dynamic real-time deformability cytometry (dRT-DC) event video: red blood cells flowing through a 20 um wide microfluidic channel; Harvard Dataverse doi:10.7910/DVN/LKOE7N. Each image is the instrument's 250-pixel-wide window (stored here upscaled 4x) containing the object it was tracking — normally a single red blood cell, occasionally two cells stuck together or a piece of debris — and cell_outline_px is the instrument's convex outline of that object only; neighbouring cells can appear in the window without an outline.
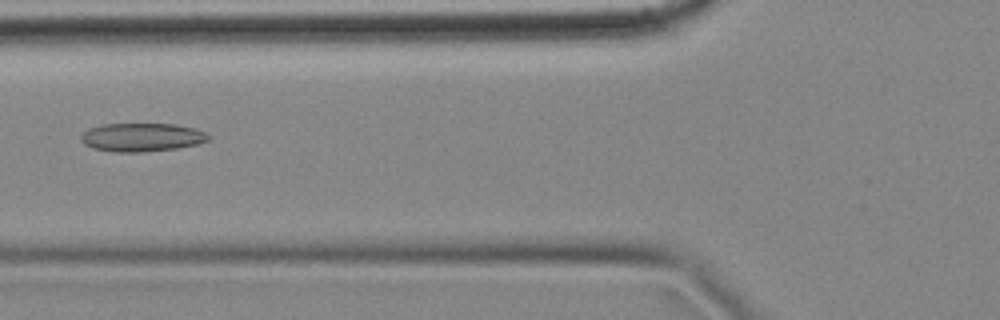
{"species": "common noctule bat (a hibernating species)", "species_latin": "Nyctalus noctula", "temperature_condition": "cold", "stored_images_in_passage": 5, "camera_frame_rate_fps": 3000, "um_per_image_px": 0.085, "animal": {"sex": "female", "body_mass_g": 18.4}, "frame": {"image": 1, "passage_image": 2, "time_ms": 0.333, "image_size_px": [1000, 320], "cell_outline_px": [[212, 136], [208, 140], [200, 144], [176, 148], [140, 152], [116, 152], [92, 148], [84, 144], [80, 140], [80, 136], [88, 128], [100, 124], [176, 124], [196, 128]], "centroid_in_image_um": [12.06, 11.66], "position_along_channel_um": 113.7, "area_um2": 21.33}}
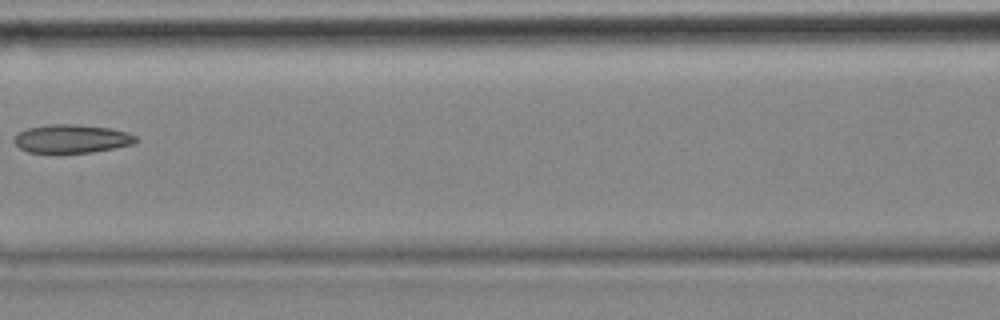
{"frame": {"image": 2, "passage_image": 3, "time_ms": 0.667, "image_size_px": [1000, 320], "cell_outline_px": [[136, 140], [132, 144], [92, 152], [28, 152], [20, 148], [12, 140], [20, 132], [28, 128], [48, 124], [76, 124], [112, 128], [128, 132], [136, 136]], "centroid_in_image_um": [6.09, 11.77], "position_along_channel_um": 160.5, "area_um2": 19.94}}
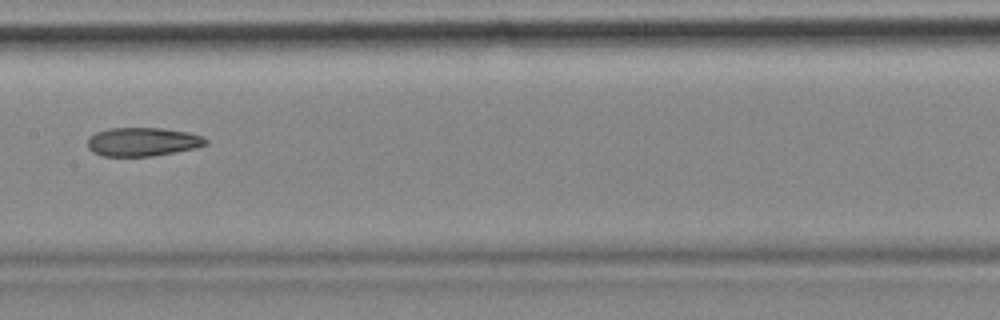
{"frame": {"image": 3, "passage_image": 4, "time_ms": 1.0, "image_size_px": [1000, 320], "cell_outline_px": [[208, 144], [196, 148], [152, 156], [100, 156], [92, 152], [88, 148], [88, 140], [96, 132], [108, 128], [160, 128], [188, 132], [204, 136], [208, 140]], "centroid_in_image_um": [12.14, 12.05], "position_along_channel_um": 195.3, "area_um2": 19.83}}